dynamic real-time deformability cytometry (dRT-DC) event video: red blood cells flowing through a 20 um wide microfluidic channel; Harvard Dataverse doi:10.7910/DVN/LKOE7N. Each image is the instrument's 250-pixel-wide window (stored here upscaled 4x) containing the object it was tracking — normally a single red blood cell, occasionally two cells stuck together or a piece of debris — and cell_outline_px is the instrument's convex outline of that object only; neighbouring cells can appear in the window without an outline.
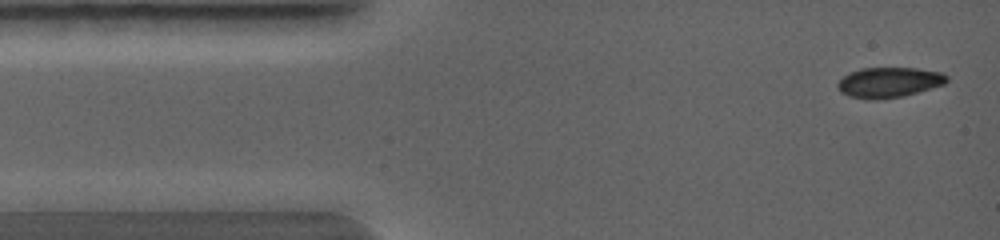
{"species": "common noctule bat (a hibernating species)", "species_latin": "Nyctalus noctula", "temperature_condition": "warm", "stored_images_in_passage": 4, "camera_frame_rate_fps": 5000, "um_per_image_px": 0.085, "animal": {"sex": "female", "body_mass_g": 19.0, "forearm_length_mm": 56.7}, "frame": {"image": 1, "passage_image": 1, "time_ms": 0.0, "image_size_px": [1000, 240], "cell_outline_px": [[948, 80], [944, 84], [904, 96], [876, 100], [872, 100], [848, 96], [840, 92], [836, 84], [848, 72], [860, 68], [916, 68], [940, 72], [948, 76]], "centroid_in_image_um": [75.53, 7.0], "position_along_channel_um": 9.5, "area_um2": 19.31}}
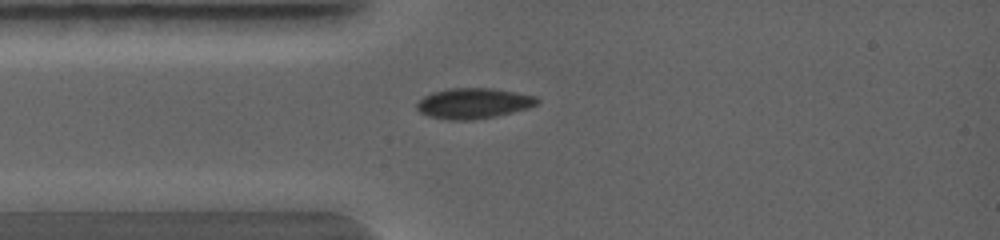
{"frame": {"image": 2, "passage_image": 4, "time_ms": 1.6, "image_size_px": [1000, 240], "cell_outline_px": [[540, 100], [536, 104], [528, 108], [496, 116], [468, 120], [444, 120], [428, 116], [420, 112], [416, 108], [416, 104], [424, 96], [432, 92], [448, 88], [492, 88], [516, 92], [536, 96]], "centroid_in_image_um": [40.22, 8.78], "position_along_channel_um": 44.8, "area_um2": 21.44}}